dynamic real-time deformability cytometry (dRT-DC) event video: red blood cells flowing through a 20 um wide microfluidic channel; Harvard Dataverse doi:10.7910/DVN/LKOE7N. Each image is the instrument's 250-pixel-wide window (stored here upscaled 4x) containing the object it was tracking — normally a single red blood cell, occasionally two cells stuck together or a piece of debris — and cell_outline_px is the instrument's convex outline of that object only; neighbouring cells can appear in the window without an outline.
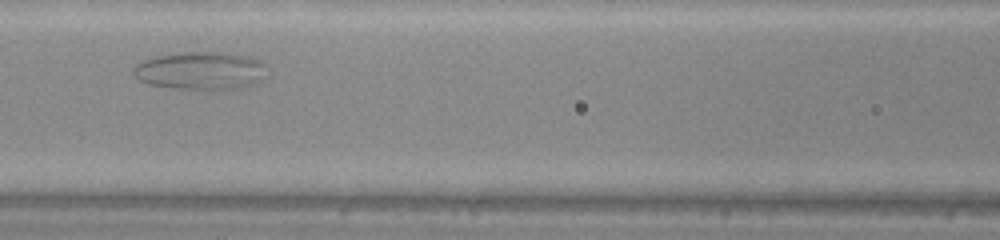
{"species": "common noctule bat (a hibernating species)", "species_latin": "Nyctalus noctula", "temperature_condition": "warm", "stored_images_in_passage": 30, "camera_frame_rate_fps": 3000, "um_per_image_px": 0.085, "animal": {"sex": "male", "body_mass_g": 20.0, "forearm_length_mm": 53.3}, "frame": {"image": 1, "passage_image": 10, "time_ms": 3.0, "image_size_px": [1000, 240], "cell_outline_px": [[264, 64], [260, 80], [252, 84], [240, 88], [220, 92], [212, 92], [172, 88], [148, 84], [140, 80], [132, 72], [136, 64], [144, 60], [156, 56], [184, 52], [224, 52], [252, 56], [260, 60]], "centroid_in_image_um": [17.04, 6.04], "position_along_channel_um": 149.6, "area_um2": 30.06}}
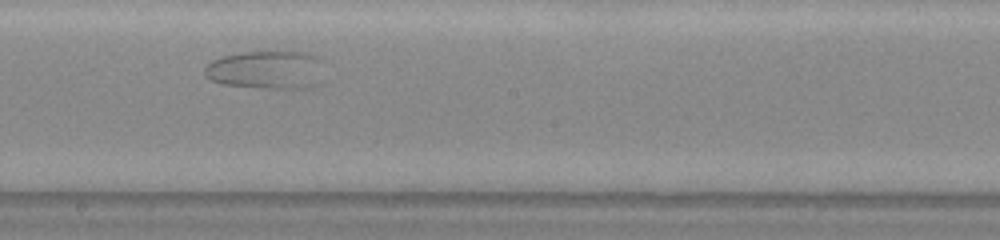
{"frame": {"image": 2, "passage_image": 16, "time_ms": 5.0, "image_size_px": [1000, 240], "cell_outline_px": [[324, 60], [320, 84], [312, 88], [260, 88], [220, 84], [204, 76], [204, 68], [212, 60], [220, 56], [240, 52], [304, 52], [316, 56]], "centroid_in_image_um": [22.67, 5.94], "position_along_channel_um": 225.5, "area_um2": 27.28}}
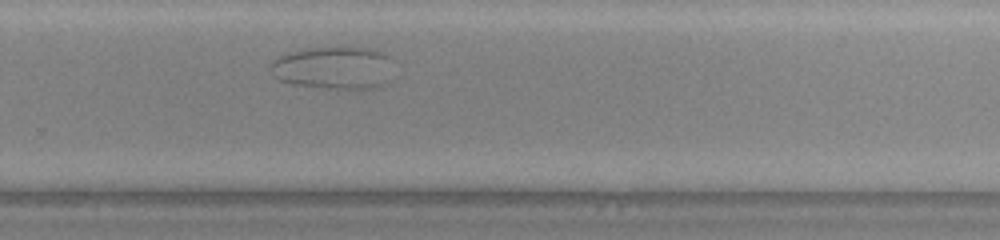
{"frame": {"image": 3, "passage_image": 22, "time_ms": 7.0, "image_size_px": [1000, 240], "cell_outline_px": [[396, 60], [388, 80], [384, 84], [376, 88], [328, 88], [292, 84], [280, 80], [272, 76], [268, 68], [272, 60], [288, 52], [312, 48], [376, 48], [388, 52]], "centroid_in_image_um": [28.43, 5.75], "position_along_channel_um": 301.4, "area_um2": 31.21}}